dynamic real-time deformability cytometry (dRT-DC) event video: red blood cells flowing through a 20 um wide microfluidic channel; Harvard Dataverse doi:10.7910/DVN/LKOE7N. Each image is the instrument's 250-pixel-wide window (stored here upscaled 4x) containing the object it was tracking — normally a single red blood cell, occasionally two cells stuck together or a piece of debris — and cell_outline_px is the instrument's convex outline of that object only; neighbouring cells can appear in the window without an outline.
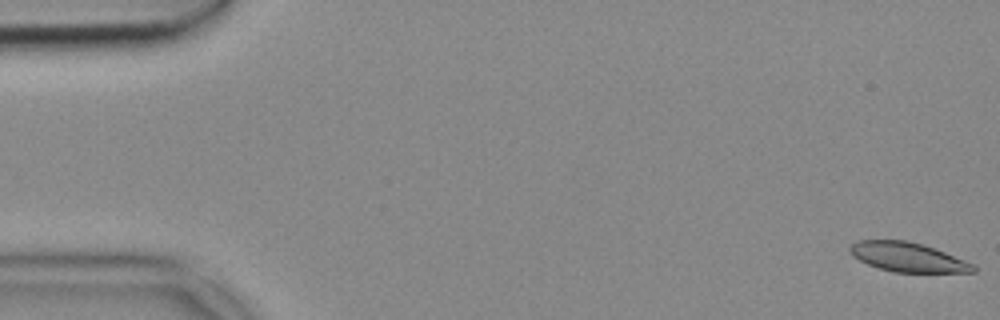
{"species": "common noctule bat (a hibernating species)", "species_latin": "Nyctalus noctula", "temperature_condition": "cold", "stored_images_in_passage": 54, "camera_frame_rate_fps": 3000, "um_per_image_px": 0.085, "animal": {"sex": "female", "body_mass_g": 18.4}, "frame": {"image": 1, "passage_image": 1, "time_ms": 0.0, "image_size_px": [1000, 320], "cell_outline_px": [[976, 272], [892, 272], [868, 264], [852, 256], [848, 248], [852, 244], [860, 240], [908, 240], [944, 252], [976, 264]], "centroid_in_image_um": [77.17, 21.86], "position_along_channel_um": 7.8, "area_um2": 20.92}}
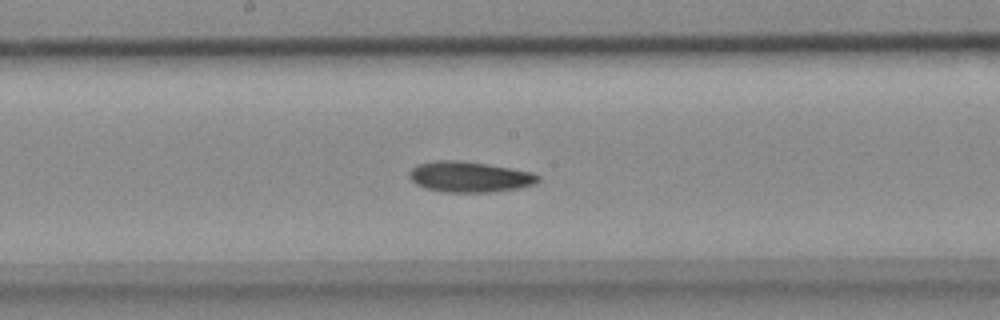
{"frame": {"image": 2, "passage_image": 28, "time_ms": 9.0, "image_size_px": [1000, 320], "cell_outline_px": [[540, 180], [536, 184], [520, 188], [492, 192], [444, 192], [424, 188], [416, 184], [408, 176], [408, 172], [416, 164], [436, 160], [460, 160], [532, 172], [540, 176]], "centroid_in_image_um": [39.89, 15.04], "position_along_channel_um": 208.3, "area_um2": 23.12}}
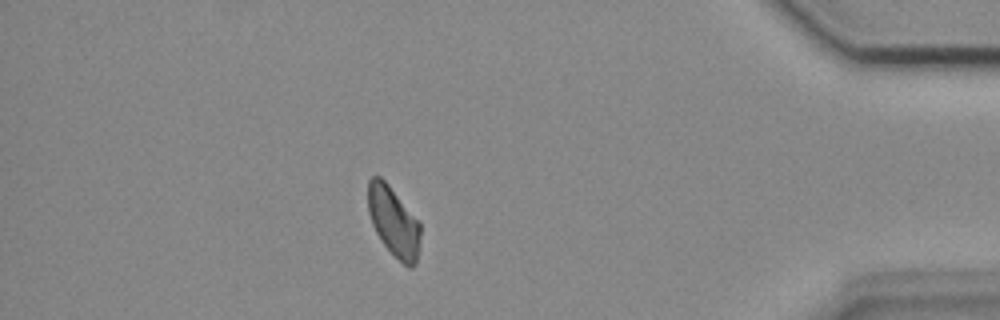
{"frame": {"image": 3, "passage_image": 47, "time_ms": 15.333, "image_size_px": [1000, 320], "cell_outline_px": [[420, 240], [416, 264], [412, 268], [408, 268], [384, 244], [376, 232], [372, 224], [368, 212], [368, 180], [372, 176], [380, 176], [388, 184], [420, 224]], "centroid_in_image_um": [33.44, 18.84], "position_along_channel_um": 401.8, "area_um2": 20.87}}